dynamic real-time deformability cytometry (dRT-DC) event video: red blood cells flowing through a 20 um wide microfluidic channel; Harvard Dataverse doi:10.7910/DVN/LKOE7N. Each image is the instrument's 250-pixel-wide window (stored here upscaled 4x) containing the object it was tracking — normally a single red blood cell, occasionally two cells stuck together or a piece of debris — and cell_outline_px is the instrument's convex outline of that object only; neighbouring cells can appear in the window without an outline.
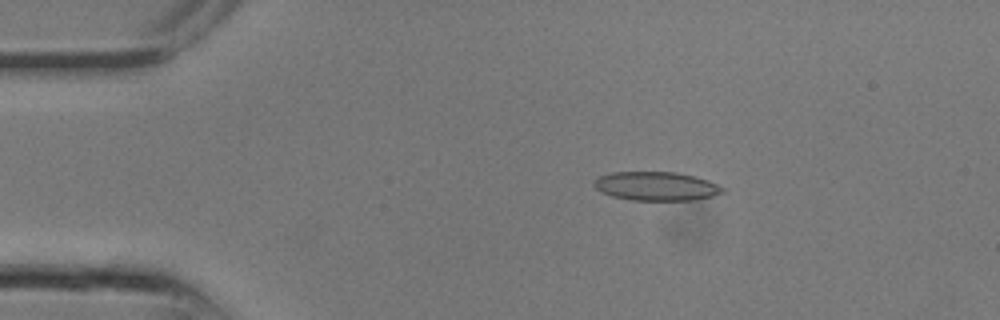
{"species": "common noctule bat (a hibernating species)", "species_latin": "Nyctalus noctula", "temperature_condition": "room temperature", "stored_images_in_passage": 7, "camera_frame_rate_fps": 3000, "um_per_image_px": 0.085, "animal": {"sex": "male", "body_mass_g": 13.3}, "frame": {"image": 1, "passage_image": 4, "time_ms": 1.0, "image_size_px": [1000, 320], "cell_outline_px": [[728, 188], [724, 192], [712, 196], [692, 200], [632, 200], [612, 196], [600, 192], [592, 184], [592, 180], [600, 176], [612, 172], [676, 172], [696, 176], [708, 180]], "centroid_in_image_um": [55.79, 15.82], "position_along_channel_um": 29.2, "area_um2": 21.85}}